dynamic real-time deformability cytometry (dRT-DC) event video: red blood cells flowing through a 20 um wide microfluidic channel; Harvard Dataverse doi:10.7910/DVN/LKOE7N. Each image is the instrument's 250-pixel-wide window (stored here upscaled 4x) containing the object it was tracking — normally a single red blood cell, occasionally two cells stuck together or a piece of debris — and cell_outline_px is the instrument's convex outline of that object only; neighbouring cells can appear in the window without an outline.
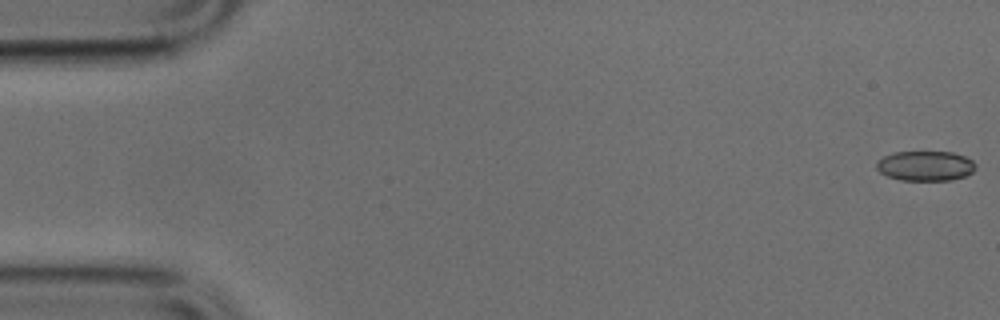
{"species": "common noctule bat (a hibernating species)", "species_latin": "Nyctalus noctula", "temperature_condition": "cold", "stored_images_in_passage": 50, "camera_frame_rate_fps": 3000, "um_per_image_px": 0.085, "animal": {"sex": "male", "body_mass_g": 17.9, "forearm_length_mm": 54.2}, "frame": {"image": 1, "passage_image": 1, "time_ms": 0.0, "image_size_px": [1000, 320], "cell_outline_px": [[976, 168], [968, 176], [952, 180], [900, 180], [888, 176], [880, 172], [876, 168], [876, 160], [884, 156], [896, 152], [952, 152], [964, 156], [972, 160], [976, 164]], "centroid_in_image_um": [78.67, 14.1], "position_along_channel_um": 6.3, "area_um2": 17.4}}
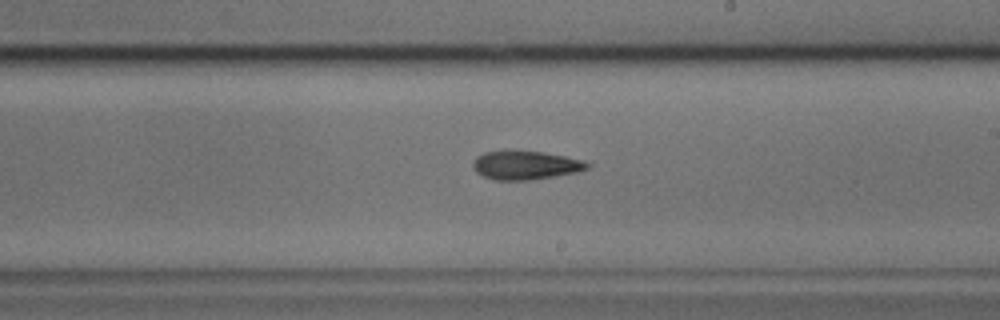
{"frame": {"image": 2, "passage_image": 29, "time_ms": 9.333, "image_size_px": [1000, 320], "cell_outline_px": [[592, 164], [588, 168], [580, 172], [556, 176], [528, 180], [492, 180], [476, 172], [472, 164], [476, 156], [484, 152], [544, 152], [584, 160]], "centroid_in_image_um": [44.72, 14.06], "position_along_channel_um": 244.3, "area_um2": 18.96}}
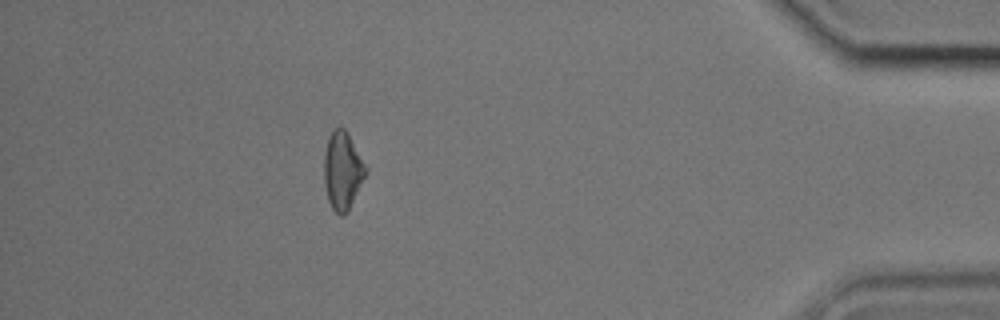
{"frame": {"image": 3, "passage_image": 45, "time_ms": 14.667, "image_size_px": [1000, 320], "cell_outline_px": [[368, 172], [348, 212], [344, 216], [340, 216], [332, 208], [328, 200], [324, 184], [324, 156], [328, 136], [336, 128], [344, 128], [348, 132], [368, 168]], "centroid_in_image_um": [29.14, 14.52], "position_along_channel_um": 406.1, "area_um2": 19.19}}